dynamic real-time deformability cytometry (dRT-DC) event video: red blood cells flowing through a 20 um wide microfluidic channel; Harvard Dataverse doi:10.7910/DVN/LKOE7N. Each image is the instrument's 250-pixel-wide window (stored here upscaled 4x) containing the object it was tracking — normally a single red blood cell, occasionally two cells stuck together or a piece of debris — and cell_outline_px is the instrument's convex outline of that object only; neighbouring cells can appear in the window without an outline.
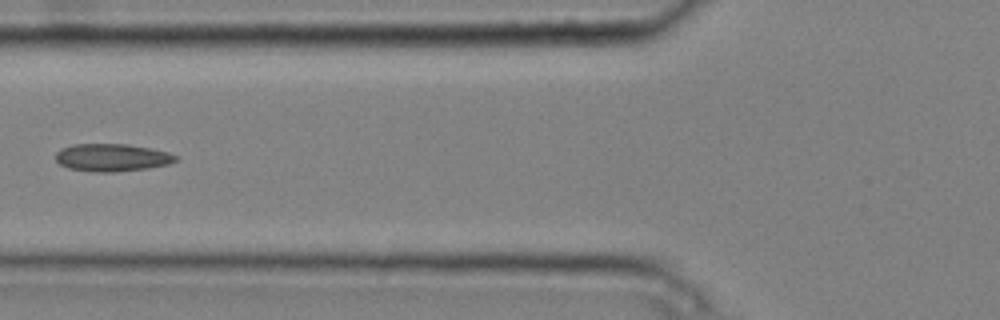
{"species": "common noctule bat (a hibernating species)", "species_latin": "Nyctalus noctula", "temperature_condition": "cold", "stored_images_in_passage": 6, "camera_frame_rate_fps": 3000, "um_per_image_px": 0.085, "animal": {"sex": "male", "body_mass_g": 20.4}, "frame": {"image": 1, "passage_image": 6, "time_ms": 1.667, "image_size_px": [1000, 320], "cell_outline_px": [[180, 160], [168, 164], [148, 168], [112, 172], [96, 172], [68, 168], [60, 164], [56, 160], [56, 152], [60, 148], [72, 144], [128, 144], [168, 152], [180, 156]], "centroid_in_image_um": [9.54, 13.38], "position_along_channel_um": 116.3, "area_um2": 19.42}}